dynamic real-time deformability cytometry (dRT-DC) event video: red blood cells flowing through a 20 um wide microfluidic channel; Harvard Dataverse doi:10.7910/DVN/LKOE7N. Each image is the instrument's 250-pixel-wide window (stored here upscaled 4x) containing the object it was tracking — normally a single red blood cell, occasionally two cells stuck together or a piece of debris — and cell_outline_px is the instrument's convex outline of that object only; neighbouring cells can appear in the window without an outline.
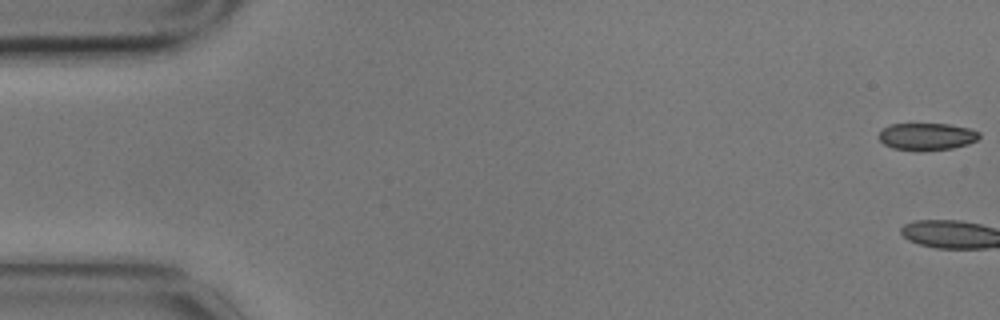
{"species": "common noctule bat (a hibernating species)", "species_latin": "Nyctalus noctula", "temperature_condition": "cold", "stored_images_in_passage": 7, "camera_frame_rate_fps": 3000, "um_per_image_px": 0.085, "animal": {"sex": "male", "body_mass_g": 17.9}, "frame": {"image": 1, "passage_image": 1, "time_ms": 0.0, "image_size_px": [1000, 320], "cell_outline_px": [[980, 136], [976, 140], [968, 144], [952, 148], [920, 152], [916, 152], [892, 148], [884, 144], [876, 136], [884, 128], [892, 124], [948, 124], [968, 128], [980, 132]], "centroid_in_image_um": [78.75, 11.63], "position_along_channel_um": 6.2, "area_um2": 16.13}}